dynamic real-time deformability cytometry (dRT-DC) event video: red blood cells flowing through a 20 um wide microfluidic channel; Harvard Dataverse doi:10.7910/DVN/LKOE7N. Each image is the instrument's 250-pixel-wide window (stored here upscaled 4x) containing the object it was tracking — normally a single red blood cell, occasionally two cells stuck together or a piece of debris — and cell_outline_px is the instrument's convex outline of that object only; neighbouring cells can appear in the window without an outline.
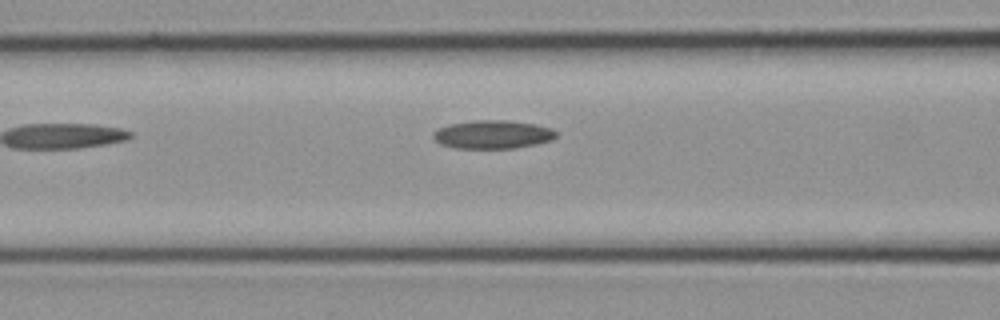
{"species": "common noctule bat (a hibernating species)", "species_latin": "Nyctalus noctula", "temperature_condition": "cold", "stored_images_in_passage": 6, "camera_frame_rate_fps": 3000, "um_per_image_px": 0.085, "animal": {"sex": "female", "body_mass_g": 21.9}, "frame": {"image": 1, "passage_image": 6, "time_ms": 1.667, "image_size_px": [1000, 320], "cell_outline_px": [[556, 136], [552, 140], [536, 144], [516, 148], [456, 148], [440, 144], [432, 136], [432, 132], [448, 124], [476, 120], [504, 120], [536, 124], [552, 128], [556, 132]], "centroid_in_image_um": [41.88, 11.43], "position_along_channel_um": 124.7, "area_um2": 20.35}}